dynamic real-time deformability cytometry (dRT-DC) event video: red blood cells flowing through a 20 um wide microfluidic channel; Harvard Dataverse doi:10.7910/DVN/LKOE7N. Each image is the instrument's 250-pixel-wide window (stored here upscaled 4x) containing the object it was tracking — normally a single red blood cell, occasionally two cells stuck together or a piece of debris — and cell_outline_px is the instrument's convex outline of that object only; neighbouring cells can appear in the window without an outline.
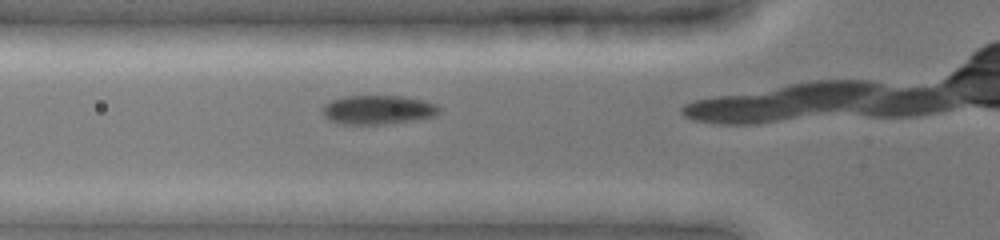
{"species": "common noctule bat (a hibernating species)", "species_latin": "Nyctalus noctula", "temperature_condition": "cold", "stored_images_in_passage": 11, "camera_frame_rate_fps": 3000, "um_per_image_px": 0.085, "animal": {"sex": "female", "body_mass_g": 19.0, "forearm_length_mm": 51.5}, "frame": {"image": 1, "passage_image": 4, "time_ms": 1.0, "image_size_px": [1000, 240], "cell_outline_px": [[440, 112], [436, 116], [384, 124], [336, 124], [328, 120], [324, 116], [324, 104], [332, 100], [344, 96], [404, 96], [424, 100], [436, 104], [440, 108]], "centroid_in_image_um": [32.12, 9.33], "position_along_channel_um": 93.7, "area_um2": 19.77}}